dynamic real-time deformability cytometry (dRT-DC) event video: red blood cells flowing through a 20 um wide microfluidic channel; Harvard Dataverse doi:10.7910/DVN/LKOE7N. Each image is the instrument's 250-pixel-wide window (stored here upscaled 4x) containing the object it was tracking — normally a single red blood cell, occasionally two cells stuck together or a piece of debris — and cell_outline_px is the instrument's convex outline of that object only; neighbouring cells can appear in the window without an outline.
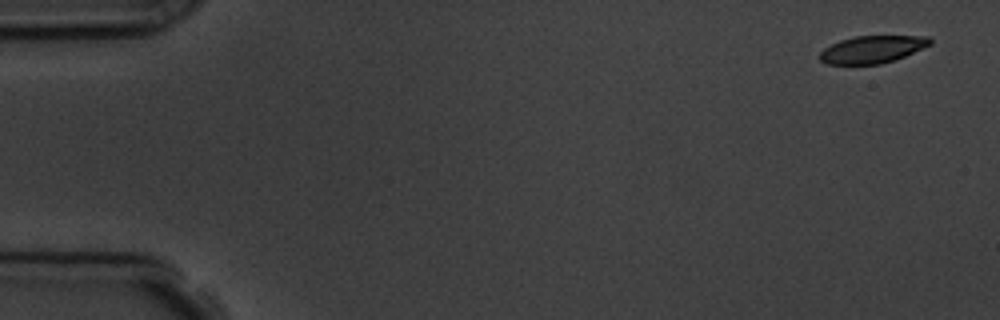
{"species": "common noctule bat (a hibernating species)", "species_latin": "Nyctalus noctula", "temperature_condition": "room temperature", "stored_images_in_passage": 5, "camera_frame_rate_fps": 3000, "um_per_image_px": 0.085, "animal": {"sex": "male", "body_mass_g": 19.5, "forearm_length_mm": 54.6}, "frame": {"image": 1, "passage_image": 1, "time_ms": 0.0, "image_size_px": [1000, 320], "cell_outline_px": [[932, 44], [904, 56], [880, 64], [828, 64], [820, 60], [820, 52], [824, 48], [840, 40], [856, 36], [928, 36], [932, 40]], "centroid_in_image_um": [74.14, 4.19], "position_along_channel_um": 10.9, "area_um2": 17.4}}
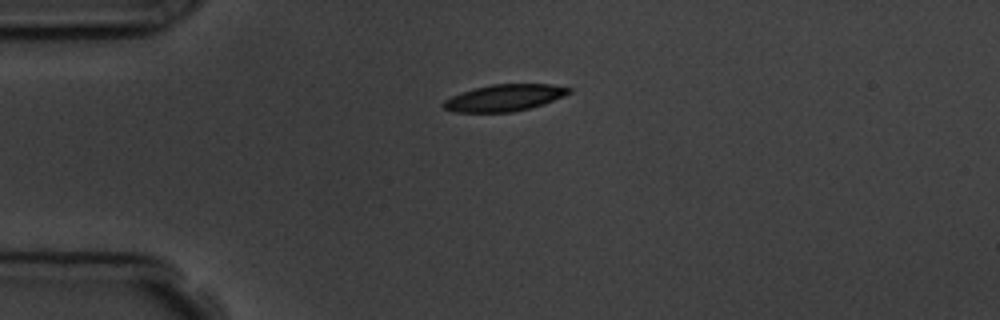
{"frame": {"image": 2, "passage_image": 4, "time_ms": 3.667, "image_size_px": [1000, 320], "cell_outline_px": [[572, 92], [544, 104], [512, 112], [456, 112], [444, 108], [440, 104], [444, 100], [452, 96], [472, 88], [492, 84], [552, 84], [572, 88]], "centroid_in_image_um": [42.87, 8.3], "position_along_channel_um": 42.1, "area_um2": 19.54}}